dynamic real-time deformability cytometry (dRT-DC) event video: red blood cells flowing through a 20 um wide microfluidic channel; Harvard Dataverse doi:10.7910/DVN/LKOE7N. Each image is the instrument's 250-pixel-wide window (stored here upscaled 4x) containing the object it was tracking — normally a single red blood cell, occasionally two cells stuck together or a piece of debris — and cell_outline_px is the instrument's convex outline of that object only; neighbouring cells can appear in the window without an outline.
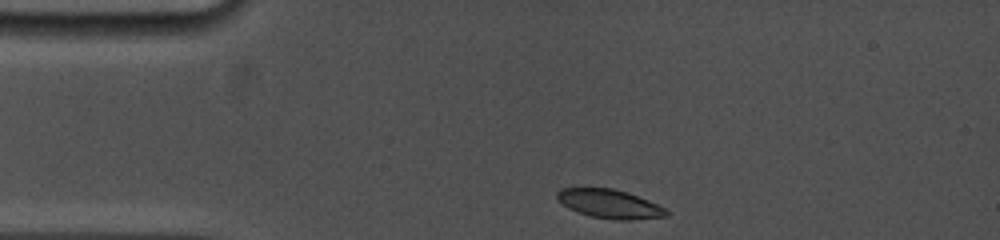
{"species": "common noctule bat (a hibernating species)", "species_latin": "Nyctalus noctula", "temperature_condition": "cold", "stored_images_in_passage": 61, "camera_frame_rate_fps": 5000, "um_per_image_px": 0.085, "animal": {"sex": "female", "body_mass_g": 19.0, "forearm_length_mm": 53.3}, "frame": {"image": 1, "passage_image": 1, "time_ms": 0.0, "image_size_px": [1000, 240], "cell_outline_px": [[668, 216], [632, 220], [612, 220], [592, 216], [576, 212], [568, 208], [556, 196], [556, 192], [560, 188], [612, 188], [628, 192], [648, 200], [664, 208], [668, 212]], "centroid_in_image_um": [51.81, 17.33], "position_along_channel_um": 33.2, "area_um2": 18.32}}
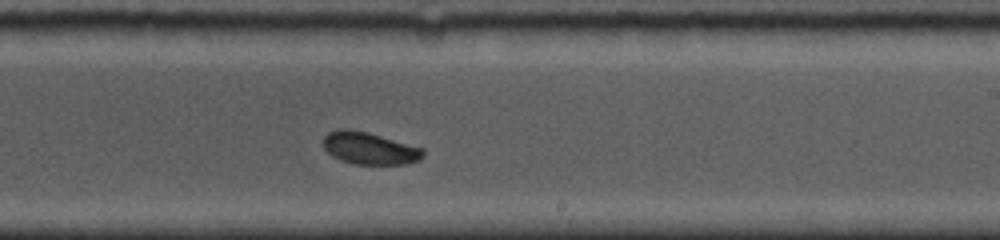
{"frame": {"image": 2, "passage_image": 36, "time_ms": 7.0, "image_size_px": [1000, 240], "cell_outline_px": [[424, 156], [420, 160], [408, 164], [352, 164], [340, 160], [332, 156], [324, 148], [324, 136], [328, 132], [340, 128], [348, 128], [368, 132], [424, 148]], "centroid_in_image_um": [31.42, 12.6], "position_along_channel_um": 257.6, "area_um2": 18.96}}
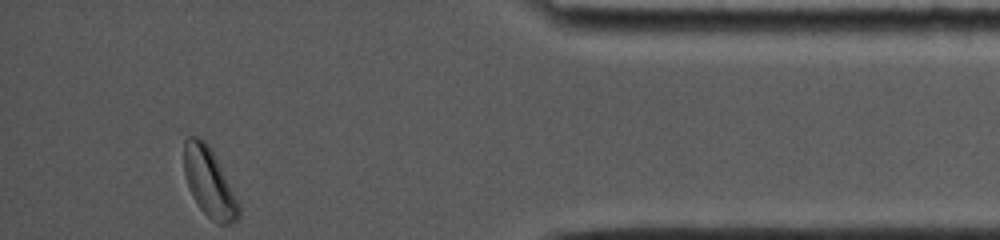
{"frame": {"image": 3, "passage_image": 61, "time_ms": 12.0, "image_size_px": [1000, 240], "cell_outline_px": [[240, 216], [232, 224], [216, 224], [200, 208], [192, 196], [188, 188], [184, 172], [184, 140], [188, 136], [200, 136], [208, 144], [240, 204]], "centroid_in_image_um": [17.77, 15.52], "position_along_channel_um": 417.4, "area_um2": 21.91}, "authors_computed_cell_mechanics": {"area_um2": 19.1318, "velocity_mm_per_s": 3.7454, "shape_relaxation_time_tau1_ms": 2.6636, "shape_relaxation_time_tau2_ms": 6.7734, "deformation_change_tau1": 0.087, "deformation_change_tau2": 0.0727}}